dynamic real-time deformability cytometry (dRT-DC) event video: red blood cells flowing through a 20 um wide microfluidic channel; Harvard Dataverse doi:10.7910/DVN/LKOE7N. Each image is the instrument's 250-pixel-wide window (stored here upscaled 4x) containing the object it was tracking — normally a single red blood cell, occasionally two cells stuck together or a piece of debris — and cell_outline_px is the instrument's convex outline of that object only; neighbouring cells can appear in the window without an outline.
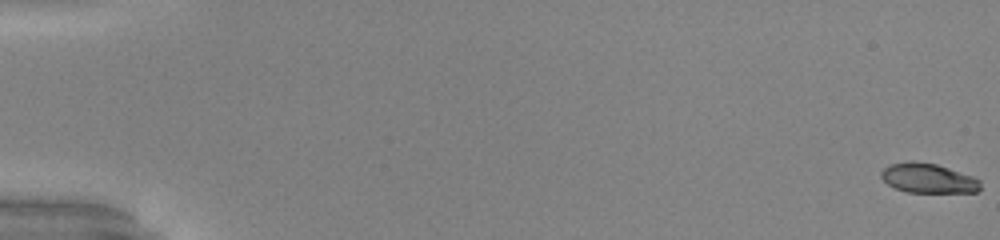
{"species": "common noctule bat (a hibernating species)", "species_latin": "Nyctalus noctula", "temperature_condition": "warm", "stored_images_in_passage": 53, "camera_frame_rate_fps": 3000, "um_per_image_px": 0.085, "animal": {"sex": "male", "body_mass_g": 20.0, "forearm_length_mm": 53.3}, "frame": {"image": 1, "passage_image": 1, "time_ms": 0.0, "image_size_px": [1000, 240], "cell_outline_px": [[980, 188], [976, 192], [908, 192], [896, 188], [888, 184], [880, 176], [880, 172], [884, 168], [892, 164], [908, 160], [912, 160], [936, 164], [972, 176], [980, 180]], "centroid_in_image_um": [78.87, 15.14], "position_along_channel_um": 6.1, "area_um2": 16.99}}
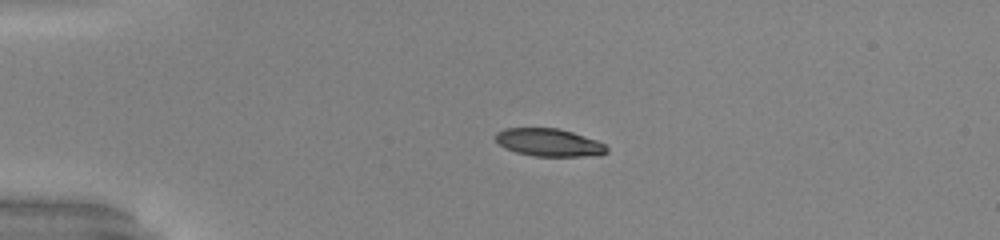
{"frame": {"image": 2, "passage_image": 14, "time_ms": 4.333, "image_size_px": [1000, 240], "cell_outline_px": [[608, 152], [600, 156], [532, 156], [516, 152], [504, 148], [496, 140], [496, 132], [504, 128], [556, 128], [572, 132], [596, 140], [604, 144], [608, 148]], "centroid_in_image_um": [46.67, 12.12], "position_along_channel_um": 38.3, "area_um2": 18.03}, "authors_computed_cell_mechanics": {"area_um2": 18.9006, "velocity_mm_per_s": 4.0403, "shape_relaxation_time_tau1_ms": 6.585, "shape_relaxation_time_tau2_ms": 2.4026, "deformation_change_tau1": 0.211, "deformation_change_tau2": 0.0654}}